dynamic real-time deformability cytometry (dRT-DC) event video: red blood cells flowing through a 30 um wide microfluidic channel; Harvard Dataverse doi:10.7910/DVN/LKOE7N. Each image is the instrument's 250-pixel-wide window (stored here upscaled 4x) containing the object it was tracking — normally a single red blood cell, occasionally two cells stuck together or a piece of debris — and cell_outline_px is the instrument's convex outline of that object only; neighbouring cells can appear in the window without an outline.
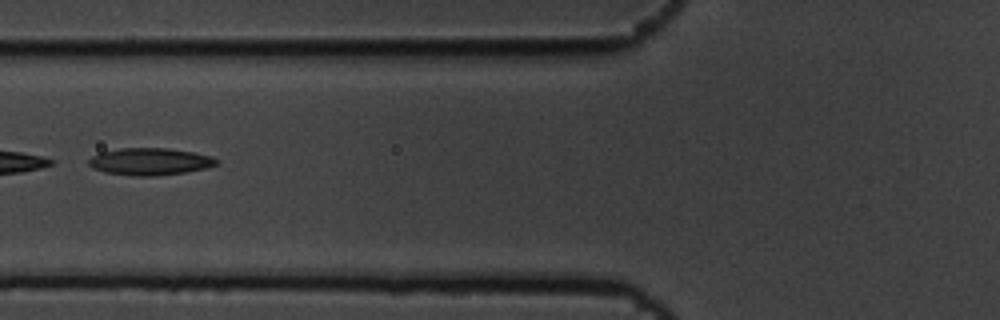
{"species": "common noctule bat (a hibernating species)", "species_latin": "Nyctalus noctula", "temperature_condition": "cold", "stored_images_in_passage": 9, "camera_frame_rate_fps": 3000, "um_per_image_px": 0.085, "animal": {"sex": "male", "body_mass_g": 19.5, "forearm_length_mm": 54.6}, "frame": {"image": 1, "passage_image": 6, "time_ms": 1.667, "image_size_px": [1000, 320], "cell_outline_px": [[216, 164], [204, 168], [184, 172], [156, 176], [132, 176], [104, 172], [92, 168], [88, 164], [88, 160], [92, 156], [100, 152], [120, 148], [168, 148], [192, 152], [212, 156], [216, 160]], "centroid_in_image_um": [12.68, 13.73], "position_along_channel_um": 113.1, "area_um2": 20.11}}
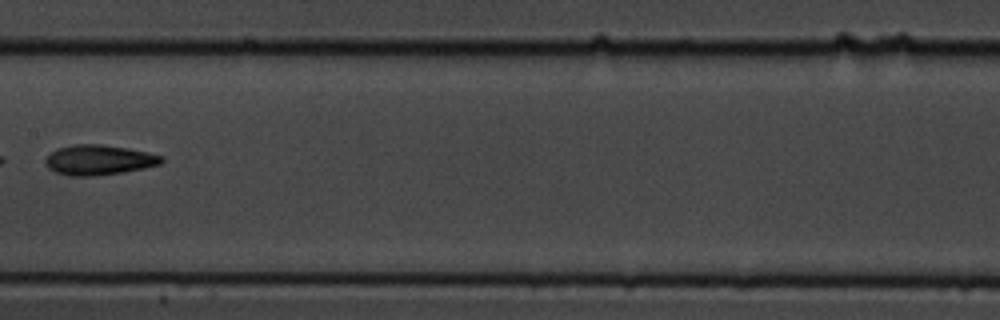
{"frame": {"image": 2, "passage_image": 8, "time_ms": 2.333, "image_size_px": [1000, 320], "cell_outline_px": [[164, 160], [160, 164], [144, 168], [120, 172], [92, 176], [68, 176], [56, 172], [48, 168], [44, 164], [44, 160], [52, 152], [60, 148], [76, 144], [100, 144], [128, 148], [164, 156]], "centroid_in_image_um": [8.4, 13.6], "position_along_channel_um": 199.0, "area_um2": 20.17}}
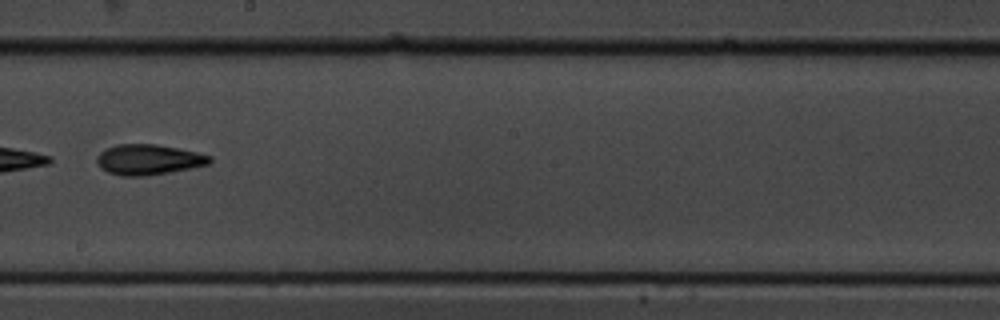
{"frame": {"image": 3, "passage_image": 9, "time_ms": 2.667, "image_size_px": [1000, 320], "cell_outline_px": [[212, 160], [208, 164], [148, 176], [120, 176], [108, 172], [100, 168], [96, 160], [96, 156], [100, 152], [116, 144], [156, 144], [196, 152], [212, 156]], "centroid_in_image_um": [12.58, 13.57], "position_along_channel_um": 235.6, "area_um2": 19.88}}